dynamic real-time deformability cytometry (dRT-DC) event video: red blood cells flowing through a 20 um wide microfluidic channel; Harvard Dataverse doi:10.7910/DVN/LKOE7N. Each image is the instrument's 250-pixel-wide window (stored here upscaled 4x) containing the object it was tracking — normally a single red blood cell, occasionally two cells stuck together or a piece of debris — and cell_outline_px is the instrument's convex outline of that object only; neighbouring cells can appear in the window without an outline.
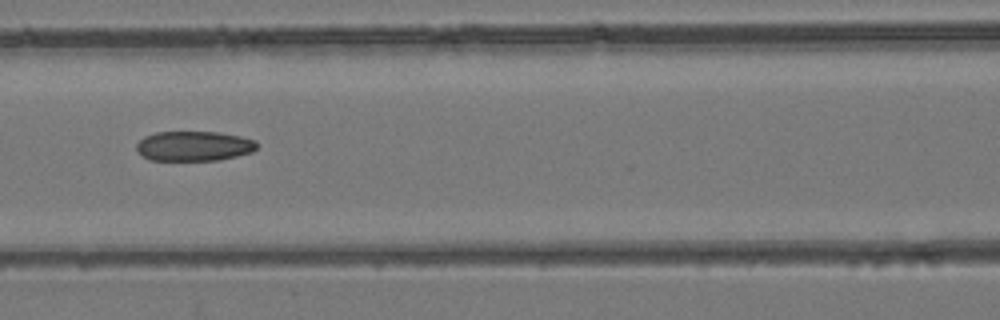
{"species": "common noctule bat (a hibernating species)", "species_latin": "Nyctalus noctula", "temperature_condition": "room temperature", "stored_images_in_passage": 25, "camera_frame_rate_fps": 3000, "um_per_image_px": 0.085, "animal": {"sex": "female", "body_mass_g": 24.6, "forearm_length_mm": 56.2}, "frame": {"image": 1, "passage_image": 21, "time_ms": 6.667, "image_size_px": [1000, 320], "cell_outline_px": [[256, 148], [252, 152], [220, 160], [148, 160], [136, 152], [136, 144], [144, 136], [156, 132], [220, 132], [240, 136], [256, 140]], "centroid_in_image_um": [16.45, 12.41], "position_along_channel_um": 150.2, "area_um2": 21.1}}
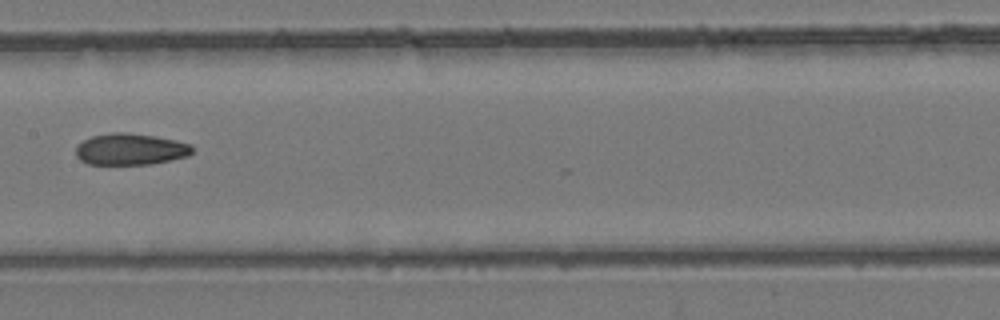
{"frame": {"image": 2, "passage_image": 24, "time_ms": 7.667, "image_size_px": [1000, 320], "cell_outline_px": [[192, 152], [188, 156], [152, 164], [88, 164], [80, 160], [76, 156], [76, 148], [84, 140], [92, 136], [112, 132], [128, 132], [176, 140], [192, 144]], "centroid_in_image_um": [11.09, 12.68], "position_along_channel_um": 196.3, "area_um2": 21.33}}